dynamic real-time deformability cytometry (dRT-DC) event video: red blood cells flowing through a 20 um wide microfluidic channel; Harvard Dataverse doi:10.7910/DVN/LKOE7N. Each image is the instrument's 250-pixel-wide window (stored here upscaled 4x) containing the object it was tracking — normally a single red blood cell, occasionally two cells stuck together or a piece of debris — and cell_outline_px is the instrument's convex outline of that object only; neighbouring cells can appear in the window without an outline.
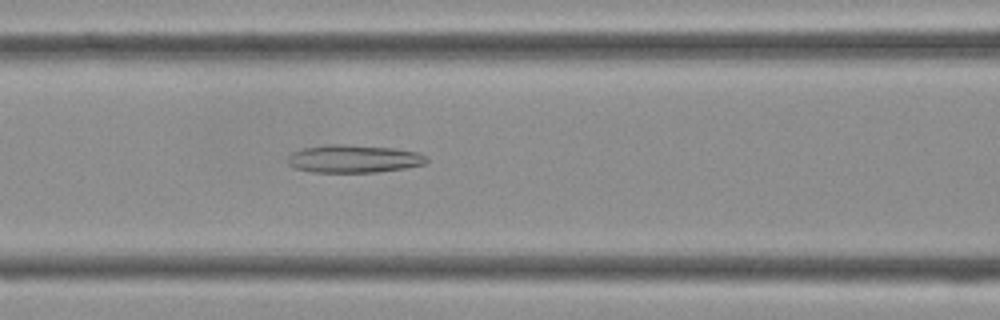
{"species": "Egyptian fruit bat (a non-hibernating species)", "species_latin": "Rousettus aegyptiacus", "temperature_condition": "cold", "stored_images_in_passage": 42, "camera_frame_rate_fps": 3000, "um_per_image_px": 0.085, "frame": {"image": 1, "passage_image": 17, "time_ms": 5.333, "image_size_px": [1000, 320], "cell_outline_px": [[428, 160], [424, 164], [404, 168], [376, 172], [312, 172], [296, 168], [288, 164], [288, 156], [292, 152], [304, 148], [328, 144], [344, 144], [396, 148], [416, 152], [428, 156]], "centroid_in_image_um": [30.07, 13.49], "position_along_channel_um": 136.5, "area_um2": 22.54}}
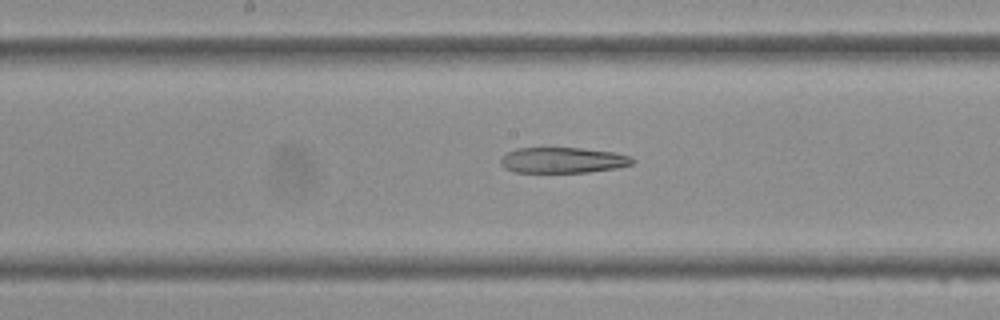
{"frame": {"image": 2, "passage_image": 21, "time_ms": 6.667, "image_size_px": [1000, 320], "cell_outline_px": [[636, 160], [632, 164], [616, 168], [588, 172], [512, 172], [504, 168], [500, 164], [500, 160], [508, 152], [516, 148], [580, 148], [616, 152], [632, 156]], "centroid_in_image_um": [47.87, 13.61], "position_along_channel_um": 200.3, "area_um2": 19.83}}
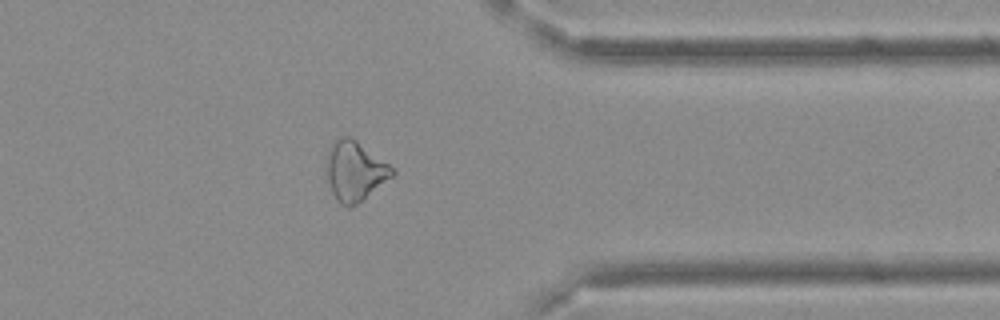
{"frame": {"image": 3, "passage_image": 33, "time_ms": 10.667, "image_size_px": [1000, 320], "cell_outline_px": [[396, 172], [392, 176], [356, 204], [348, 208], [336, 200], [332, 192], [324, 168], [328, 148], [340, 136], [352, 136], [396, 168]], "centroid_in_image_um": [30.15, 14.49], "position_along_channel_um": 381.3, "area_um2": 23.12}}